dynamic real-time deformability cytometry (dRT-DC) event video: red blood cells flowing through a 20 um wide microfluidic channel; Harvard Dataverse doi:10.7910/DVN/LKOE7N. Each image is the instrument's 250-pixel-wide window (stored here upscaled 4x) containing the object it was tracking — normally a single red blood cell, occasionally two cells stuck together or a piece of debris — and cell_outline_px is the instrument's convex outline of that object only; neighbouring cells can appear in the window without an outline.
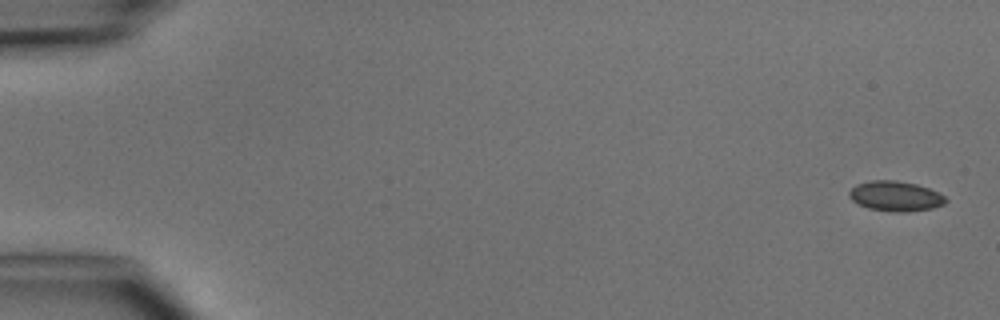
{"species": "common noctule bat (a hibernating species)", "species_latin": "Nyctalus noctula", "temperature_condition": "cold", "stored_images_in_passage": 6, "camera_frame_rate_fps": 3000, "um_per_image_px": 0.085, "animal": {"sex": "male", "body_mass_g": 15.6}, "frame": {"image": 1, "passage_image": 1, "time_ms": 0.0, "image_size_px": [1000, 320], "cell_outline_px": [[948, 200], [944, 204], [932, 208], [908, 212], [896, 212], [868, 208], [856, 204], [848, 196], [848, 192], [856, 184], [872, 180], [896, 180], [916, 184], [940, 192]], "centroid_in_image_um": [76.11, 16.67], "position_along_channel_um": 8.9, "area_um2": 17.05}}
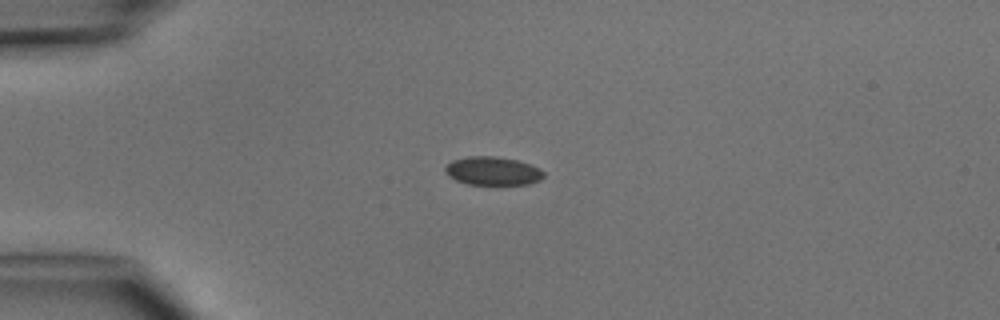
{"frame": {"image": 2, "passage_image": 4, "time_ms": 3.667, "image_size_px": [1000, 320], "cell_outline_px": [[544, 176], [540, 180], [528, 184], [468, 184], [456, 180], [448, 176], [444, 172], [444, 168], [452, 160], [468, 156], [496, 156], [516, 160], [540, 168], [544, 172]], "centroid_in_image_um": [41.86, 14.53], "position_along_channel_um": 43.1, "area_um2": 16.3}}